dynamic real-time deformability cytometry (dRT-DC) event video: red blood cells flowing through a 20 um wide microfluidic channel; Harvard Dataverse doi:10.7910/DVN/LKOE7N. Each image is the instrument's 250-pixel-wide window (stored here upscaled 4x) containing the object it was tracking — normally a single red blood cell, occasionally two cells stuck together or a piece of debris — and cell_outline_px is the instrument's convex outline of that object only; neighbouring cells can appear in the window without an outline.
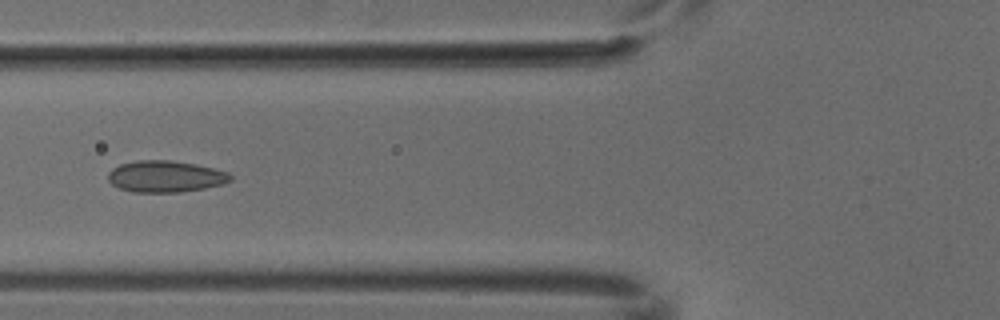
{"species": "common noctule bat (a hibernating species)", "species_latin": "Nyctalus noctula", "temperature_condition": "cold", "stored_images_in_passage": 4, "camera_frame_rate_fps": 3000, "um_per_image_px": 0.085, "animal": {"sex": "male", "body_mass_g": 18.8}, "frame": {"image": 1, "passage_image": 3, "time_ms": 0.667, "image_size_px": [1000, 320], "cell_outline_px": [[232, 180], [224, 184], [204, 188], [180, 192], [132, 192], [120, 188], [112, 184], [108, 180], [108, 172], [112, 168], [120, 164], [136, 160], [172, 160], [196, 164], [228, 172], [232, 176]], "centroid_in_image_um": [14.06, 14.99], "position_along_channel_um": 111.7, "area_um2": 22.6}}
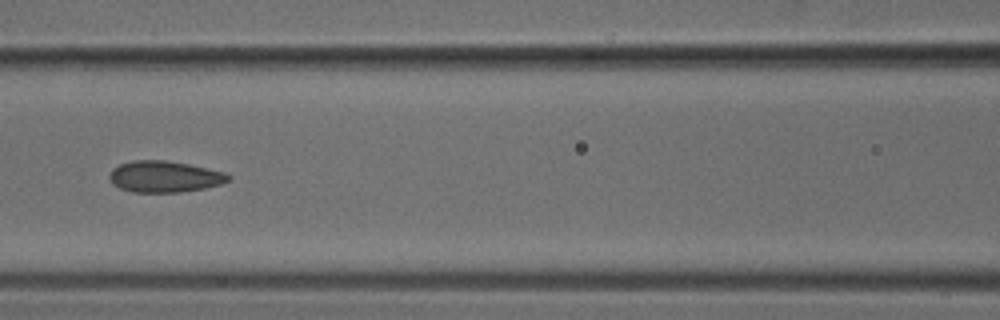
{"frame": {"image": 2, "passage_image": 4, "time_ms": 1.0, "image_size_px": [1000, 320], "cell_outline_px": [[232, 180], [220, 184], [204, 188], [180, 192], [132, 192], [120, 188], [112, 184], [108, 176], [112, 168], [120, 164], [132, 160], [164, 160], [188, 164], [208, 168], [224, 172], [232, 176]], "centroid_in_image_um": [13.98, 15.01], "position_along_channel_um": 152.6, "area_um2": 21.85}}